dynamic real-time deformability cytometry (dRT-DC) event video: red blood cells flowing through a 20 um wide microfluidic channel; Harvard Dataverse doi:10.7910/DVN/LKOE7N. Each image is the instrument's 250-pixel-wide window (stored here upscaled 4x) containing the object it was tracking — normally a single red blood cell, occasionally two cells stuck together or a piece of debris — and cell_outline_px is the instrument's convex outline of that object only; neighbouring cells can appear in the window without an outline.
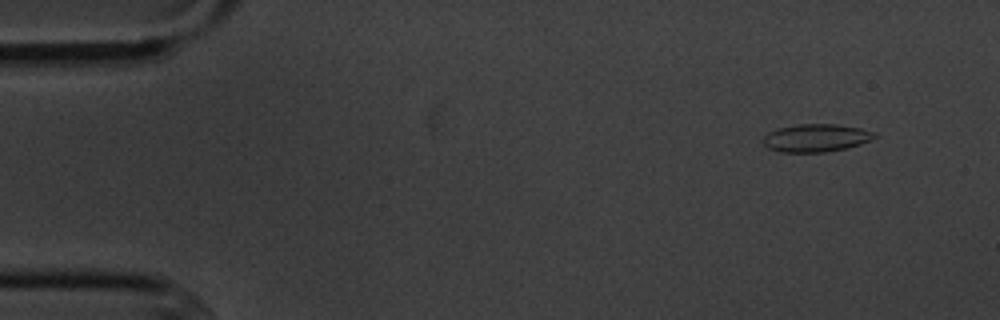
{"species": "common noctule bat (a hibernating species)", "species_latin": "Nyctalus noctula", "temperature_condition": "cold", "stored_images_in_passage": 4, "camera_frame_rate_fps": 3000, "um_per_image_px": 0.085, "animal": {"sex": "male", "body_mass_g": 20.1, "forearm_length_mm": 53.5}, "frame": {"image": 1, "passage_image": 1, "time_ms": 0.0, "image_size_px": [1000, 320], "cell_outline_px": [[876, 136], [872, 140], [860, 144], [844, 148], [824, 152], [780, 152], [768, 148], [764, 144], [764, 136], [768, 132], [780, 128], [796, 124], [836, 124], [860, 128], [876, 132]], "centroid_in_image_um": [69.37, 11.72], "position_along_channel_um": 15.6, "area_um2": 17.98}}
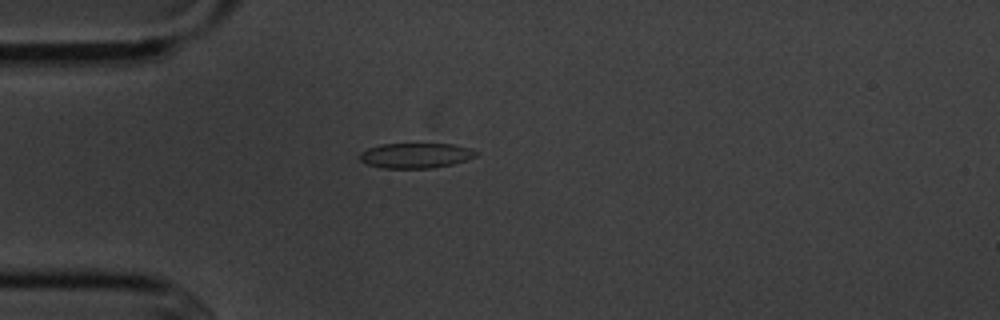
{"frame": {"image": 2, "passage_image": 4, "time_ms": 3.333, "image_size_px": [1000, 320], "cell_outline_px": [[480, 152], [476, 156], [452, 164], [432, 168], [384, 168], [368, 164], [360, 160], [360, 152], [368, 148], [380, 144], [456, 144]], "centroid_in_image_um": [35.34, 13.21], "position_along_channel_um": 49.7, "area_um2": 16.94}}